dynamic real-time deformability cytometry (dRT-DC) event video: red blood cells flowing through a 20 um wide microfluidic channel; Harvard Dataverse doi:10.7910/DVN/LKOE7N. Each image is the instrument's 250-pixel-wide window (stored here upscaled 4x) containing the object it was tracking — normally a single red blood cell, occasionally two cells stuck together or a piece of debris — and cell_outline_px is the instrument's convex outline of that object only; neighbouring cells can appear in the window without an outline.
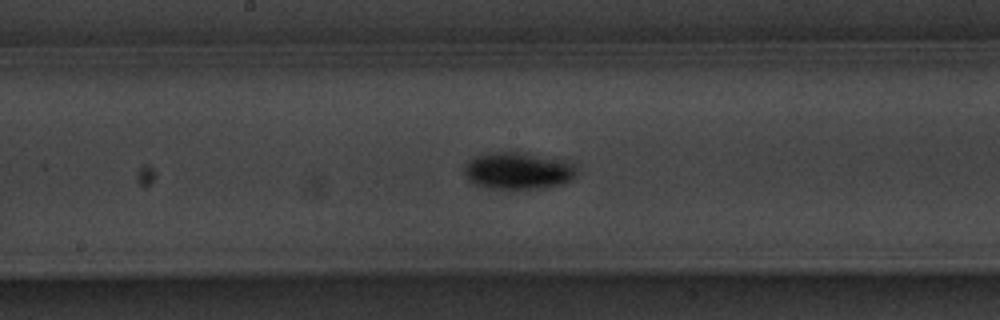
{"species": "common noctule bat (a hibernating species)", "species_latin": "Nyctalus noctula", "temperature_condition": "warm", "stored_images_in_passage": 58, "camera_frame_rate_fps": 3000, "um_per_image_px": 0.085, "animal": {"sex": "male", "body_mass_g": 20.1, "forearm_length_mm": 53.5}, "frame": {"image": 1, "passage_image": 31, "time_ms": 10.0, "image_size_px": [1000, 320], "cell_outline_px": [[576, 172], [572, 180], [560, 184], [544, 188], [488, 188], [472, 184], [468, 180], [464, 172], [464, 168], [468, 160], [476, 156], [492, 152], [528, 152], [572, 164], [576, 168]], "centroid_in_image_um": [43.98, 14.51], "position_along_channel_um": 204.2, "area_um2": 24.04}}
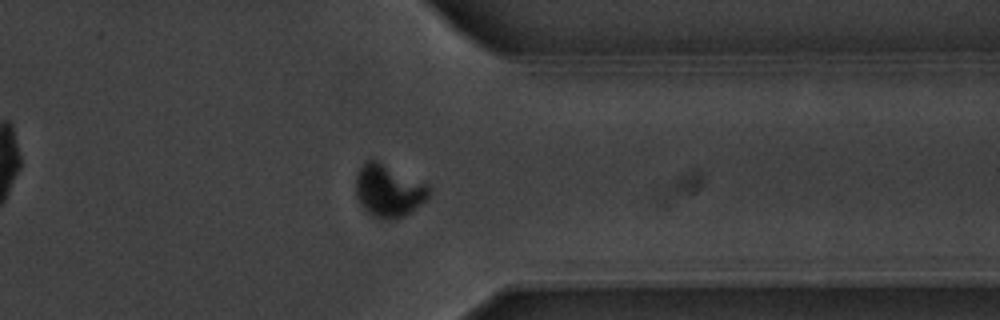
{"frame": {"image": 2, "passage_image": 46, "time_ms": 15.0, "image_size_px": [1000, 320], "cell_outline_px": [[428, 196], [420, 204], [404, 216], [396, 220], [384, 220], [372, 216], [360, 204], [356, 196], [356, 172], [368, 160], [376, 160], [424, 184], [428, 188]], "centroid_in_image_um": [32.96, 16.25], "position_along_channel_um": 378.4, "area_um2": 21.73}}
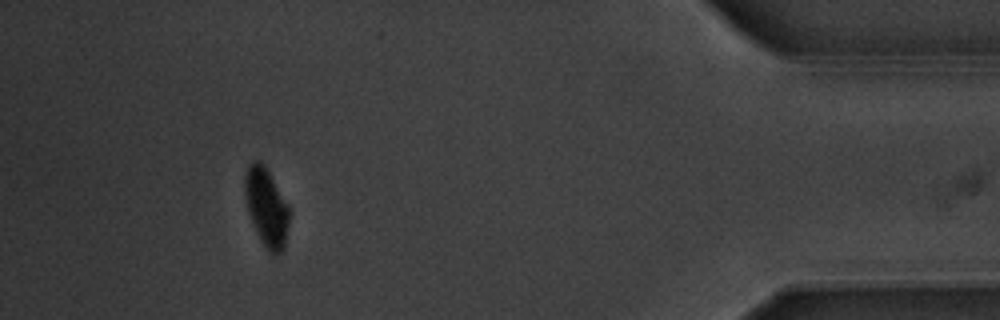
{"frame": {"image": 3, "passage_image": 53, "time_ms": 17.333, "image_size_px": [1000, 320], "cell_outline_px": [[288, 224], [284, 248], [280, 252], [268, 252], [260, 240], [256, 232], [248, 212], [244, 196], [244, 172], [248, 164], [252, 160], [260, 160], [268, 168], [288, 204]], "centroid_in_image_um": [22.61, 17.53], "position_along_channel_um": 412.6, "area_um2": 20.52}}